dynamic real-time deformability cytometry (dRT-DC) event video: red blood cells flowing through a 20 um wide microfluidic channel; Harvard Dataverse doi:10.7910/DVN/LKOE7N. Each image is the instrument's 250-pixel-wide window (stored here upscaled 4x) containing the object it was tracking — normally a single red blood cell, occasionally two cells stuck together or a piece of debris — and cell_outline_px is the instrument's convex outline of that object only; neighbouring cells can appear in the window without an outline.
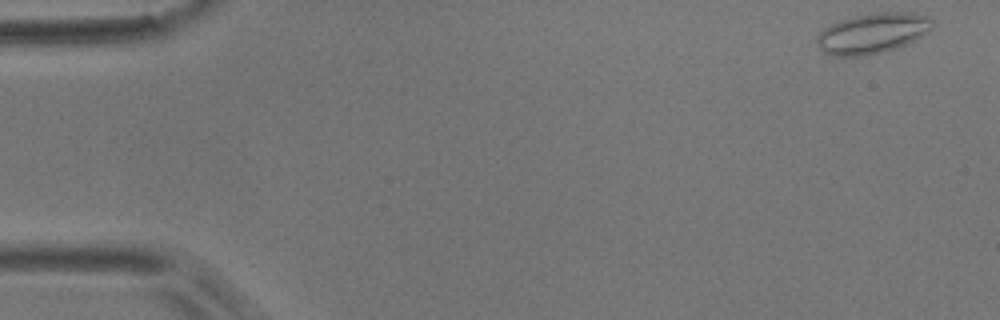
{"species": "common noctule bat (a hibernating species)", "species_latin": "Nyctalus noctula", "temperature_condition": "room temperature", "stored_images_in_passage": 8, "camera_frame_rate_fps": 3000, "um_per_image_px": 0.085, "animal": {"sex": "male", "body_mass_g": 17.9}, "frame": {"image": 1, "passage_image": 1, "time_ms": 0.0, "image_size_px": [1000, 320], "cell_outline_px": [[932, 28], [928, 32], [896, 48], [864, 56], [832, 56], [824, 52], [816, 44], [816, 36], [824, 28], [840, 20], [852, 16], [872, 12], [912, 12], [928, 16], [932, 20]], "centroid_in_image_um": [74.13, 2.81], "position_along_channel_um": 10.9, "area_um2": 27.17}}